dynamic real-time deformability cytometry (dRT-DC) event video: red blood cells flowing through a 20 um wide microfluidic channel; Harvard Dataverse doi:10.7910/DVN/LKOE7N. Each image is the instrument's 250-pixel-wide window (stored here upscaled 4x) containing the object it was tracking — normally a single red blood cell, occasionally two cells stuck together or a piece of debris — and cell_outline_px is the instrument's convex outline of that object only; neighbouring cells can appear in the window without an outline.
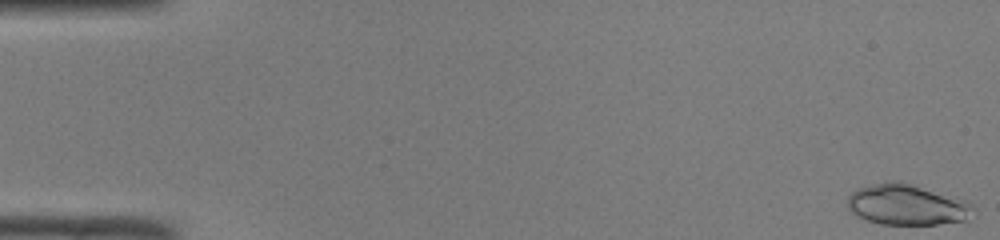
{"species": "common noctule bat (a hibernating species)", "species_latin": "Nyctalus noctula", "temperature_condition": "room temperature", "stored_images_in_passage": 15, "camera_frame_rate_fps": 3000, "um_per_image_px": 0.085, "animal": {"sex": "male", "body_mass_g": 19.0, "forearm_length_mm": 50.8}, "frame": {"image": 1, "passage_image": 1, "time_ms": 0.0, "image_size_px": [1000, 240], "cell_outline_px": [[972, 208], [964, 220], [936, 224], [880, 224], [868, 220], [852, 212], [848, 208], [848, 196], [852, 192], [860, 188], [888, 180], [900, 180], [912, 184], [968, 204]], "centroid_in_image_um": [76.94, 17.4], "position_along_channel_um": 8.1, "area_um2": 28.55}}